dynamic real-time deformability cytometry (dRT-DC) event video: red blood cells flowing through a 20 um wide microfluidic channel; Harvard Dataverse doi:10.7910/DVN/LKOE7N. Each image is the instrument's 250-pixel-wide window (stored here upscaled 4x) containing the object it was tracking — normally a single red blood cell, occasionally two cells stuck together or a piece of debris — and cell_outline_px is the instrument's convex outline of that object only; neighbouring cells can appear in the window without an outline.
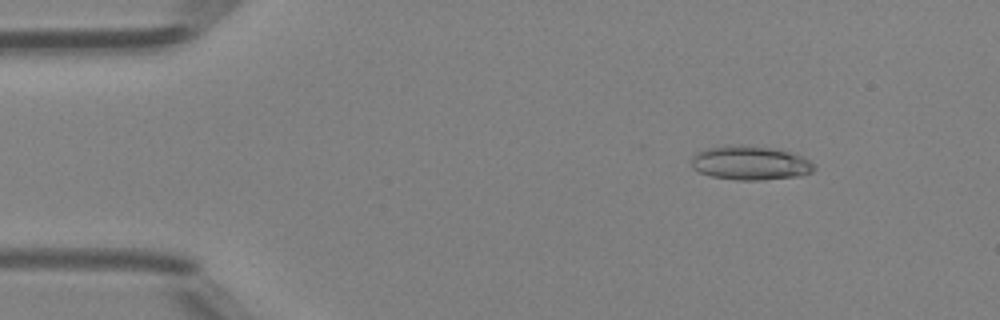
{"species": "Egyptian fruit bat (a non-hibernating species)", "species_latin": "Rousettus aegyptiacus", "temperature_condition": "room temperature", "stored_images_in_passage": 49, "camera_frame_rate_fps": 3000, "um_per_image_px": 0.085, "animal": {"sex": "female"}, "frame": {"image": 1, "passage_image": 7, "time_ms": 2.0, "image_size_px": [1000, 320], "cell_outline_px": [[816, 168], [812, 172], [800, 176], [760, 180], [736, 180], [712, 176], [700, 172], [692, 168], [692, 156], [696, 152], [708, 148], [724, 144], [744, 144], [768, 148], [788, 152], [800, 156], [808, 160]], "centroid_in_image_um": [63.72, 13.84], "position_along_channel_um": 21.3, "area_um2": 24.33}}
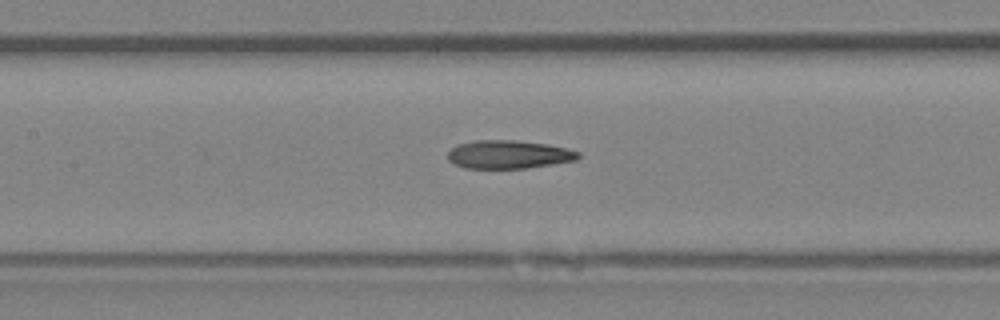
{"frame": {"image": 2, "passage_image": 23, "time_ms": 7.333, "image_size_px": [1000, 320], "cell_outline_px": [[580, 156], [576, 160], [528, 168], [464, 168], [448, 160], [448, 152], [456, 144], [476, 140], [516, 140], [548, 144], [580, 152]], "centroid_in_image_um": [43.22, 13.12], "position_along_channel_um": 164.2, "area_um2": 21.5}}
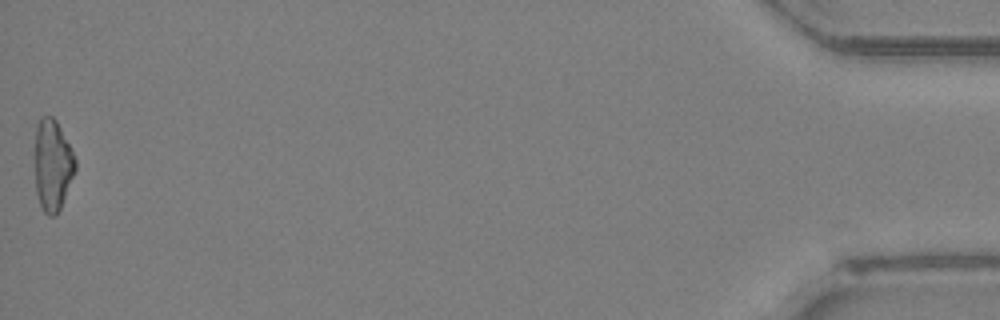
{"frame": {"image": 3, "passage_image": 49, "time_ms": 16.0, "image_size_px": [1000, 320], "cell_outline_px": [[76, 168], [60, 208], [56, 216], [48, 216], [44, 212], [40, 204], [36, 192], [36, 124], [40, 116], [52, 116], [56, 120], [76, 160]], "centroid_in_image_um": [4.46, 14.04], "position_along_channel_um": 430.7, "area_um2": 21.1}, "authors_computed_cell_mechanics": {"area_um2": 21.964, "velocity_mm_per_s": 4.2568, "shape_relaxation_time_tau1_ms": null, "shape_relaxation_time_tau2_ms": 3.9272, "deformation_change_tau1": null, "deformation_change_tau2": 0.1501}}